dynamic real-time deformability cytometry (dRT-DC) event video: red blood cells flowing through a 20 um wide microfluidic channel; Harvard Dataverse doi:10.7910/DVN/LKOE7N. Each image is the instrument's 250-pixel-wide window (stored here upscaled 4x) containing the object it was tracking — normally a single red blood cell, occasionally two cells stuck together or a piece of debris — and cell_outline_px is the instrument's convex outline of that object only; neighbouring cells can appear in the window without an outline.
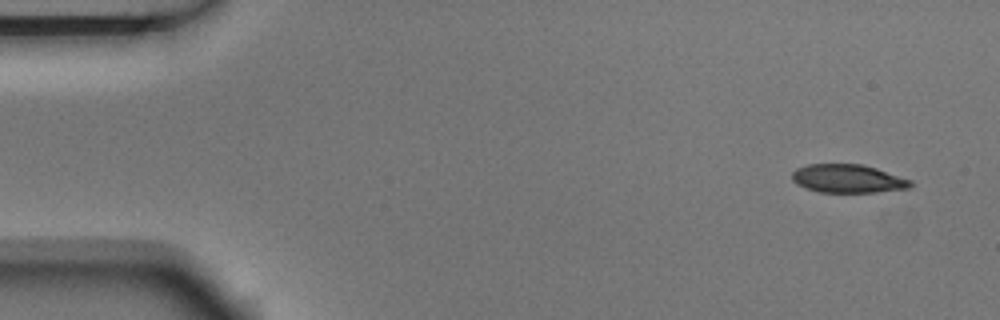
{"species": "Egyptian fruit bat (a non-hibernating species)", "species_latin": "Rousettus aegyptiacus", "temperature_condition": "room temperature", "stored_images_in_passage": 5, "camera_frame_rate_fps": 3000, "um_per_image_px": 0.085, "animal": {"sex": "male"}, "frame": {"image": 1, "passage_image": 1, "time_ms": 0.0, "image_size_px": [1000, 320], "cell_outline_px": [[912, 184], [908, 188], [876, 192], [820, 192], [796, 184], [792, 180], [792, 172], [796, 168], [808, 164], [864, 164], [912, 180]], "centroid_in_image_um": [72.05, 15.17], "position_along_channel_um": 12.9, "area_um2": 19.54}}
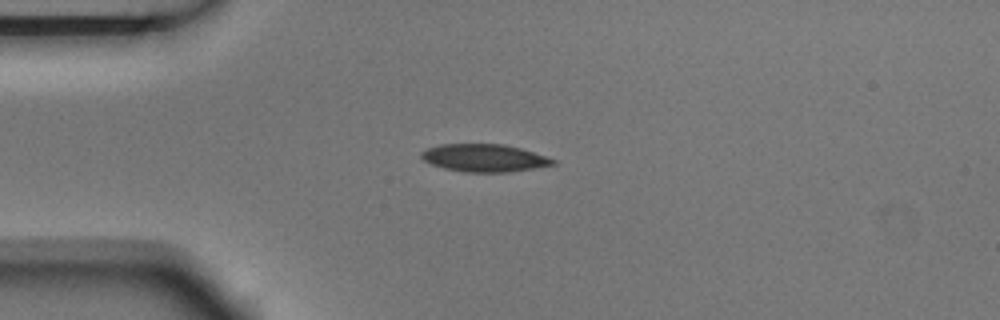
{"frame": {"image": 2, "passage_image": 4, "time_ms": 1.0, "image_size_px": [1000, 320], "cell_outline_px": [[556, 164], [508, 172], [464, 172], [444, 168], [432, 164], [424, 160], [420, 156], [420, 152], [428, 148], [440, 144], [504, 144], [520, 148], [556, 160]], "centroid_in_image_um": [41.13, 13.42], "position_along_channel_um": 43.9, "area_um2": 20.98}}